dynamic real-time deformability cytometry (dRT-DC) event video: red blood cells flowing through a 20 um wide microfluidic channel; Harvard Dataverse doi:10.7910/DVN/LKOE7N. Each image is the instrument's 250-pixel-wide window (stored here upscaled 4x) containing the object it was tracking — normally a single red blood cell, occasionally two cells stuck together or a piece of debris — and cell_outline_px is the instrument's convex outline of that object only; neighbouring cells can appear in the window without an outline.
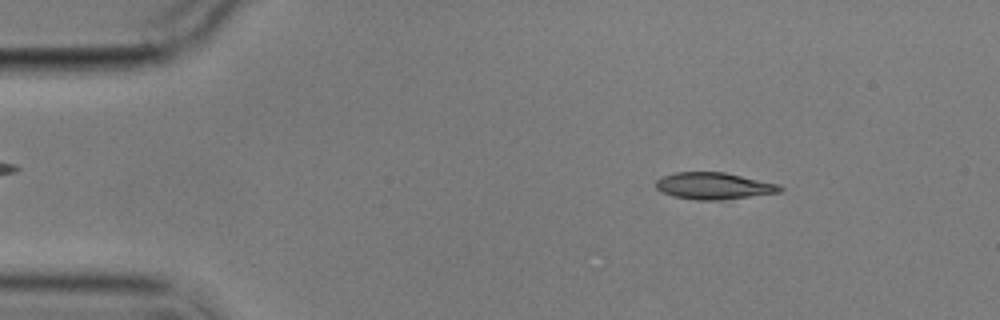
{"species": "common noctule bat (a hibernating species)", "species_latin": "Nyctalus noctula", "temperature_condition": "cold", "stored_images_in_passage": 4, "camera_frame_rate_fps": 3000, "um_per_image_px": 0.085, "animal": {"sex": "male", "body_mass_g": 17.9}, "frame": {"image": 1, "passage_image": 2, "time_ms": 1.0, "image_size_px": [1000, 320], "cell_outline_px": [[784, 188], [780, 192], [724, 200], [696, 200], [672, 196], [660, 192], [656, 188], [656, 180], [664, 176], [676, 172], [724, 172], [780, 184]], "centroid_in_image_um": [60.68, 15.81], "position_along_channel_um": 24.3, "area_um2": 19.48}}
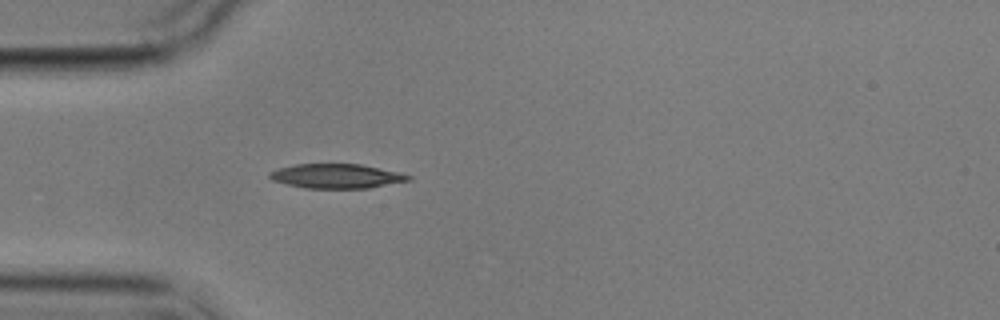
{"frame": {"image": 2, "passage_image": 4, "time_ms": 3.667, "image_size_px": [1000, 320], "cell_outline_px": [[412, 180], [368, 188], [304, 188], [272, 180], [268, 176], [268, 172], [280, 168], [296, 164], [360, 164], [400, 172], [412, 176]], "centroid_in_image_um": [28.62, 14.97], "position_along_channel_um": 56.4, "area_um2": 19.71}}